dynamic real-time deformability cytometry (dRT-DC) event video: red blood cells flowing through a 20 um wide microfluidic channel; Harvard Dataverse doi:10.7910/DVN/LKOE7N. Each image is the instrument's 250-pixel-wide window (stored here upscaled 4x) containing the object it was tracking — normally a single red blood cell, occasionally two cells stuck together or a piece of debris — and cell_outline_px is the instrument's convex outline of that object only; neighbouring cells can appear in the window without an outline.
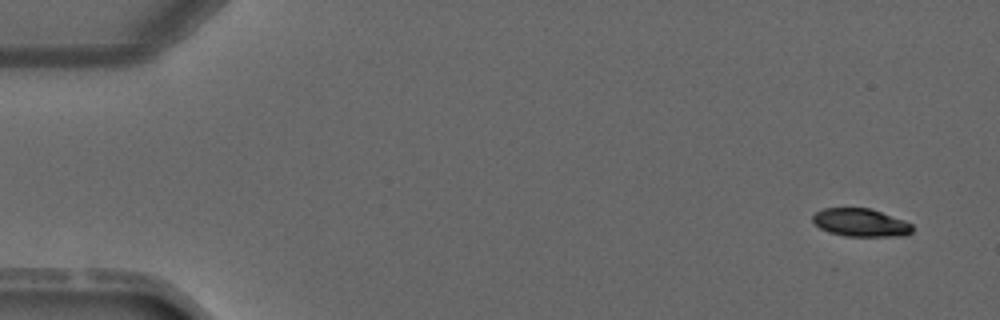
{"species": "common noctule bat (a hibernating species)", "species_latin": "Nyctalus noctula", "temperature_condition": "warm", "stored_images_in_passage": 4, "camera_frame_rate_fps": 3000, "um_per_image_px": 0.085, "animal": {"sex": "male", "forearm_length_mm": 52.5}, "frame": {"image": 1, "passage_image": 1, "time_ms": 0.0, "image_size_px": [1000, 320], "cell_outline_px": [[912, 232], [908, 236], [844, 236], [828, 232], [820, 228], [812, 220], [812, 216], [816, 212], [824, 208], [868, 208], [904, 220], [912, 224]], "centroid_in_image_um": [73.16, 18.93], "position_along_channel_um": 11.8, "area_um2": 16.24}}
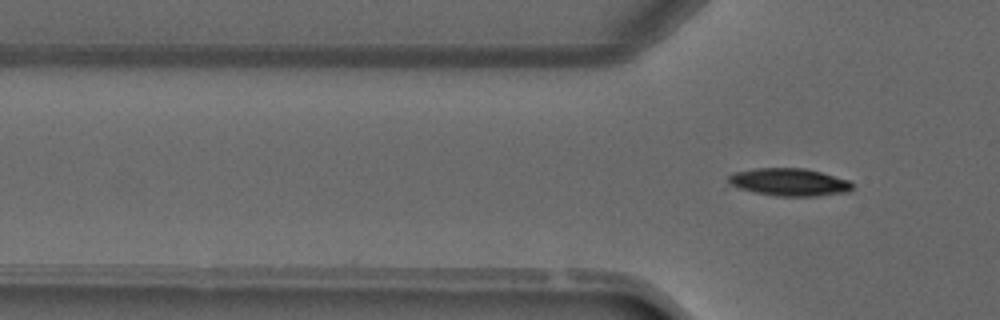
{"frame": {"image": 2, "passage_image": 4, "time_ms": 3.667, "image_size_px": [1000, 320], "cell_outline_px": [[852, 188], [848, 192], [816, 196], [776, 196], [724, 188], [728, 176], [736, 172], [756, 168], [804, 168], [820, 172], [848, 180], [852, 184]], "centroid_in_image_um": [66.92, 15.5], "position_along_channel_um": 58.9, "area_um2": 20.46}}